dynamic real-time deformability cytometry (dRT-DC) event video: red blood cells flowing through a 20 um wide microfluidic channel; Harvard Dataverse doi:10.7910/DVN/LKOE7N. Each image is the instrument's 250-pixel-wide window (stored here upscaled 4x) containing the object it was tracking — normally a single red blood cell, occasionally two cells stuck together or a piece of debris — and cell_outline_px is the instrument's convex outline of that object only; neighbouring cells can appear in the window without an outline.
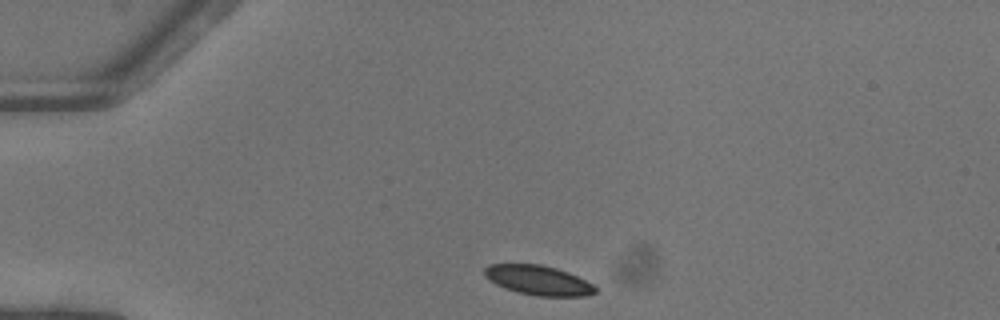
{"species": "common noctule bat (a hibernating species)", "species_latin": "Nyctalus noctula", "temperature_condition": "warm", "stored_images_in_passage": 40, "camera_frame_rate_fps": 3000, "um_per_image_px": 0.085, "animal": {"sex": "female"}, "frame": {"image": 1, "passage_image": 1, "time_ms": 0.0, "image_size_px": [1000, 320], "cell_outline_px": [[596, 292], [584, 296], [536, 296], [516, 292], [504, 288], [488, 280], [484, 276], [484, 268], [488, 264], [540, 264], [556, 268], [568, 272], [592, 284], [596, 288]], "centroid_in_image_um": [45.7, 23.82], "position_along_channel_um": 39.3, "area_um2": 19.13}}
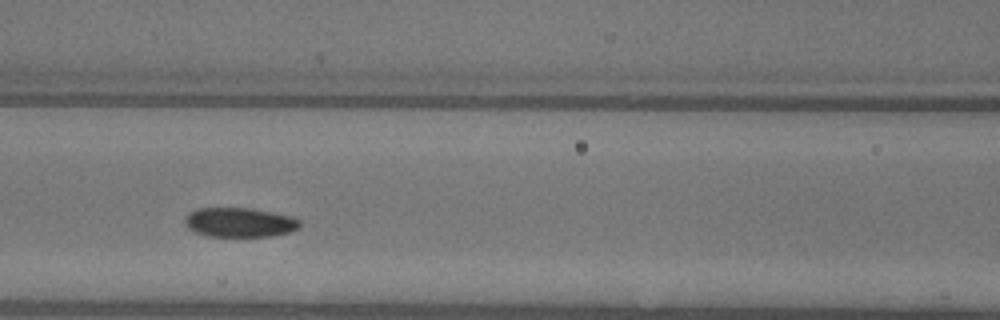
{"frame": {"image": 2, "passage_image": 12, "time_ms": 3.667, "image_size_px": [1000, 320], "cell_outline_px": [[300, 228], [288, 232], [272, 236], [208, 236], [196, 232], [188, 228], [184, 220], [192, 212], [200, 208], [252, 208], [292, 216], [300, 220]], "centroid_in_image_um": [20.42, 18.9], "position_along_channel_um": 146.2, "area_um2": 19.54}}
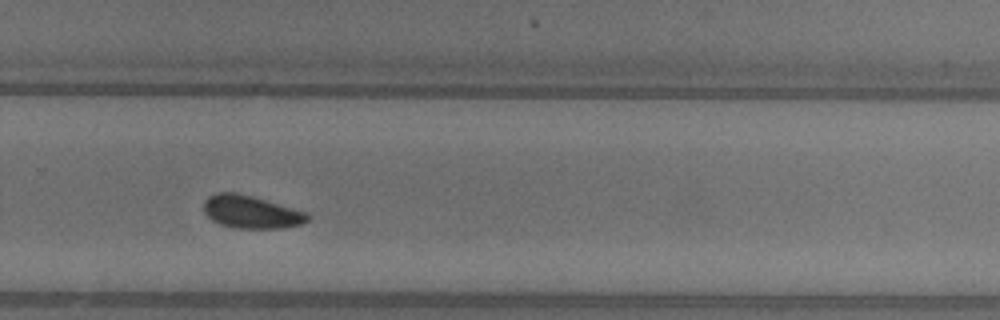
{"frame": {"image": 3, "passage_image": 24, "time_ms": 7.667, "image_size_px": [1000, 320], "cell_outline_px": [[308, 220], [304, 224], [284, 228], [232, 228], [220, 224], [212, 220], [204, 212], [204, 200], [208, 196], [216, 192], [236, 192], [252, 196], [308, 212]], "centroid_in_image_um": [21.34, 18.01], "position_along_channel_um": 308.5, "area_um2": 20.0}, "authors_computed_cell_mechanics": {"area_um2": 20.0566, "velocity_mm_per_s": 4.0758, "shape_relaxation_time_tau1_ms": 2.1959, "shape_relaxation_time_tau2_ms": null, "deformation_change_tau1": 0.0733, "deformation_change_tau2": null}}